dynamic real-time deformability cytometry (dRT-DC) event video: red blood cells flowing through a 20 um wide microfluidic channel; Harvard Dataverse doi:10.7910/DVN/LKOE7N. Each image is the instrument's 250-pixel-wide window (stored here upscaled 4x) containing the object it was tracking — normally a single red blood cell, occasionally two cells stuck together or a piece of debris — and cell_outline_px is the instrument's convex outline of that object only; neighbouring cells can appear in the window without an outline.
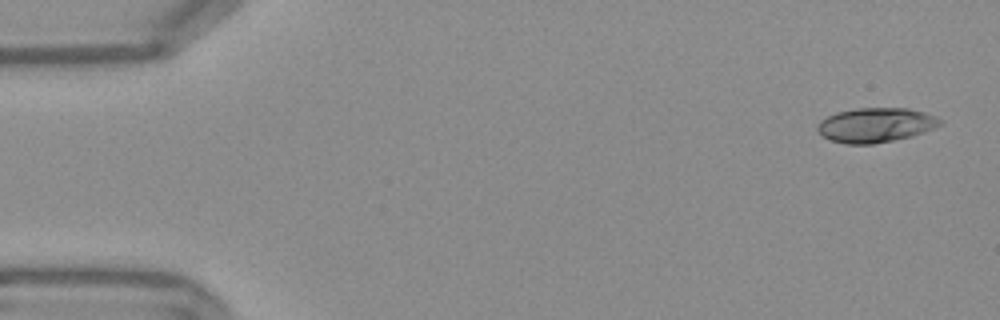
{"species": "Egyptian fruit bat (a non-hibernating species)", "species_latin": "Rousettus aegyptiacus", "temperature_condition": "warm", "stored_images_in_passage": 53, "camera_frame_rate_fps": 3000, "um_per_image_px": 0.085, "frame": {"image": 1, "passage_image": 2, "time_ms": 0.333, "image_size_px": [1000, 320], "cell_outline_px": [[940, 124], [924, 132], [912, 136], [872, 144], [848, 144], [832, 140], [824, 136], [816, 128], [816, 124], [820, 120], [836, 112], [856, 108], [908, 108], [924, 112], [940, 120]], "centroid_in_image_um": [74.38, 10.62], "position_along_channel_um": 10.6, "area_um2": 24.33}}
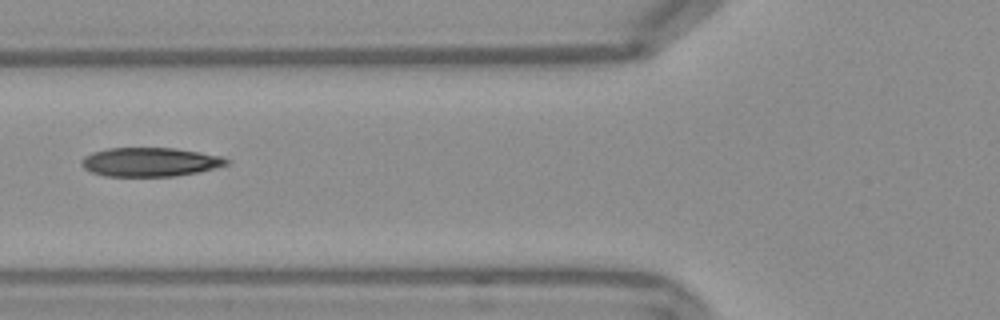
{"frame": {"image": 2, "passage_image": 20, "time_ms": 6.333, "image_size_px": [1000, 320], "cell_outline_px": [[232, 164], [200, 172], [176, 176], [104, 176], [92, 172], [84, 168], [80, 164], [80, 160], [84, 156], [92, 152], [108, 148], [176, 148], [200, 152], [220, 156], [228, 160]], "centroid_in_image_um": [12.76, 13.77], "position_along_channel_um": 113.0, "area_um2": 24.68}}
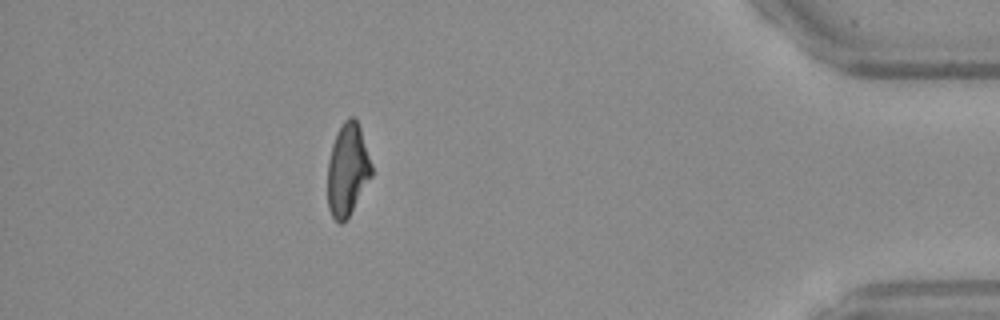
{"frame": {"image": 3, "passage_image": 47, "time_ms": 15.333, "image_size_px": [1000, 320], "cell_outline_px": [[372, 176], [348, 216], [340, 224], [332, 216], [328, 208], [328, 160], [332, 144], [344, 120], [348, 116], [352, 116], [356, 120], [360, 128], [372, 164]], "centroid_in_image_um": [29.54, 14.41], "position_along_channel_um": 405.7, "area_um2": 23.29}, "authors_computed_cell_mechanics": {"area_um2": 24.3338, "velocity_mm_per_s": 3.8043, "shape_relaxation_time_tau1_ms": 11.1543, "shape_relaxation_time_tau2_ms": 2.242, "deformation_change_tau1": 0.2961, "deformation_change_tau2": 0.1049}}